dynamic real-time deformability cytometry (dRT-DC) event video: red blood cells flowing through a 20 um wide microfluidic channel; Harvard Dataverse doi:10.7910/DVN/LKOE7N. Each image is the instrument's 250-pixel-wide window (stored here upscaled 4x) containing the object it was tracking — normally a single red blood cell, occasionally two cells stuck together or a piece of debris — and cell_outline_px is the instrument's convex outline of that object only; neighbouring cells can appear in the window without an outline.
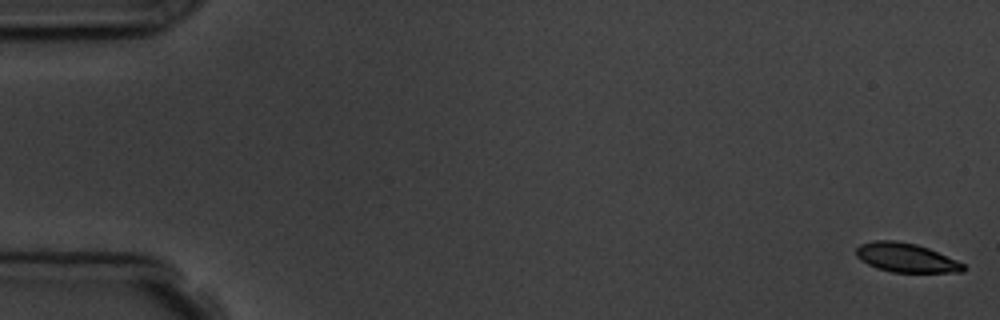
{"species": "common noctule bat (a hibernating species)", "species_latin": "Nyctalus noctula", "temperature_condition": "room temperature", "stored_images_in_passage": 5, "camera_frame_rate_fps": 3000, "um_per_image_px": 0.085, "animal": {"sex": "male", "body_mass_g": 19.5, "forearm_length_mm": 54.6}, "frame": {"image": 1, "passage_image": 1, "time_ms": 0.0, "image_size_px": [1000, 320], "cell_outline_px": [[968, 268], [964, 272], [892, 272], [876, 268], [860, 260], [856, 256], [856, 248], [860, 244], [872, 240], [896, 240], [916, 244], [928, 248], [956, 260], [964, 264]], "centroid_in_image_um": [77.0, 21.9], "position_along_channel_um": 8.0, "area_um2": 18.26}}